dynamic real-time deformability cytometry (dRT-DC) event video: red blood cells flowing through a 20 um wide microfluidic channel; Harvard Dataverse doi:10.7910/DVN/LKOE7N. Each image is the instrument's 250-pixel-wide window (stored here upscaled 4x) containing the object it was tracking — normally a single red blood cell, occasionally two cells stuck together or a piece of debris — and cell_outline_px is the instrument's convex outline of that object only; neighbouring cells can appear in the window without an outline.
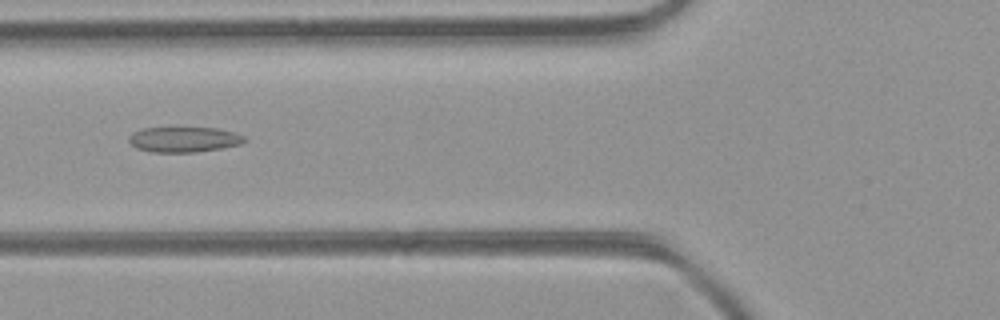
{"species": "common noctule bat (a hibernating species)", "species_latin": "Nyctalus noctula", "temperature_condition": "room temperature", "stored_images_in_passage": 47, "camera_frame_rate_fps": 3000, "um_per_image_px": 0.085, "animal": {"sex": "female", "body_mass_g": 21.9}, "frame": {"image": 1, "passage_image": 18, "time_ms": 5.667, "image_size_px": [1000, 320], "cell_outline_px": [[248, 140], [240, 144], [224, 148], [196, 152], [152, 152], [136, 148], [128, 140], [128, 136], [132, 132], [144, 128], [216, 128], [232, 132], [244, 136]], "centroid_in_image_um": [15.63, 11.86], "position_along_channel_um": 110.2, "area_um2": 17.05}}
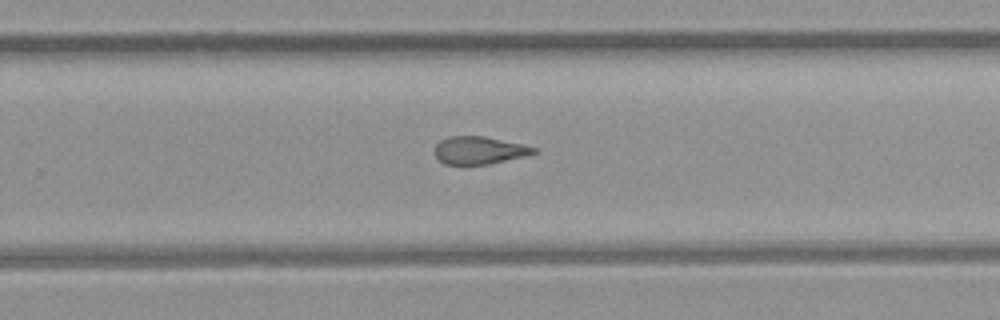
{"frame": {"image": 2, "passage_image": 30, "time_ms": 9.667, "image_size_px": [1000, 320], "cell_outline_px": [[536, 152], [524, 156], [492, 164], [444, 164], [432, 152], [432, 148], [440, 140], [448, 136], [484, 136], [524, 144], [536, 148]], "centroid_in_image_um": [40.69, 12.77], "position_along_channel_um": 289.1, "area_um2": 16.13}}
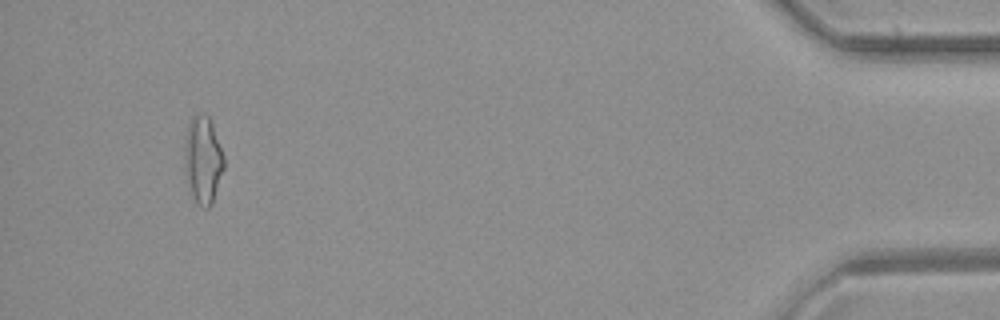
{"frame": {"image": 3, "passage_image": 44, "time_ms": 14.333, "image_size_px": [1000, 320], "cell_outline_px": [[224, 168], [212, 204], [208, 208], [204, 208], [196, 204], [192, 196], [184, 172], [184, 148], [188, 124], [192, 116], [208, 116], [212, 124], [224, 156]], "centroid_in_image_um": [17.24, 13.65], "position_along_channel_um": 418.0, "area_um2": 20.0}, "authors_computed_cell_mechanics": {"area_um2": 17.918, "velocity_mm_per_s": 4.471, "shape_relaxation_time_tau1_ms": null, "shape_relaxation_time_tau2_ms": 2.4083, "deformation_change_tau1": null, "deformation_change_tau2": 0.1113}}